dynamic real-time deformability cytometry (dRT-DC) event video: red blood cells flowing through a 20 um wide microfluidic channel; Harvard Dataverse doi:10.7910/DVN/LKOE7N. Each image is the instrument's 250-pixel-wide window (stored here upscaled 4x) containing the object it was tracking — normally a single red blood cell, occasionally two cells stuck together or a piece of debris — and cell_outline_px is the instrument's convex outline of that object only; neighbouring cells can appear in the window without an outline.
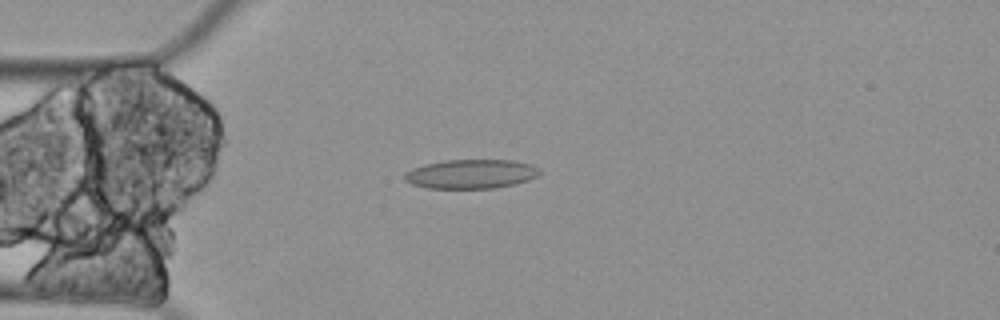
{"species": "Egyptian fruit bat (a non-hibernating species)", "species_latin": "Rousettus aegyptiacus", "temperature_condition": "cold", "stored_images_in_passage": 6, "camera_frame_rate_fps": 3000, "um_per_image_px": 0.085, "animal": {"sex": "female"}, "frame": {"image": 1, "passage_image": 4, "time_ms": 1.0, "image_size_px": [1000, 320], "cell_outline_px": [[540, 172], [536, 176], [528, 180], [512, 184], [492, 188], [428, 188], [412, 184], [404, 180], [404, 172], [412, 168], [424, 164], [444, 160], [512, 160], [532, 164], [540, 168]], "centroid_in_image_um": [40.01, 14.78], "position_along_channel_um": 45.0, "area_um2": 22.95}}
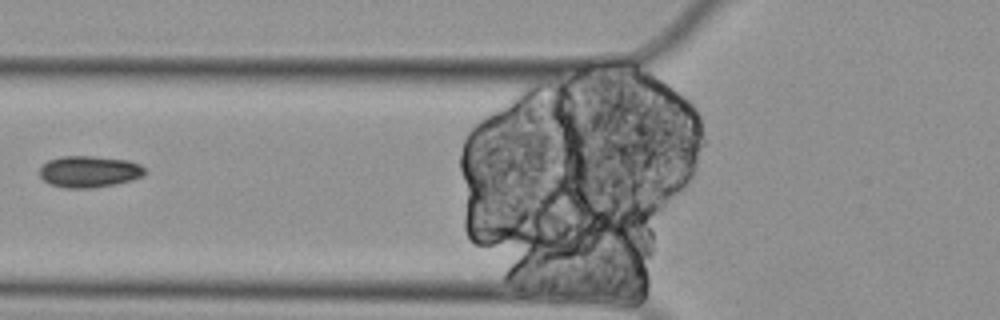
{"frame": {"image": 2, "passage_image": 6, "time_ms": 1.667, "image_size_px": [1000, 320], "cell_outline_px": [[148, 172], [144, 176], [132, 180], [116, 184], [92, 188], [64, 188], [48, 184], [40, 176], [40, 168], [48, 160], [64, 156], [92, 156], [128, 160], [140, 164]], "centroid_in_image_um": [7.61, 14.59], "position_along_channel_um": 118.2, "area_um2": 19.54}}